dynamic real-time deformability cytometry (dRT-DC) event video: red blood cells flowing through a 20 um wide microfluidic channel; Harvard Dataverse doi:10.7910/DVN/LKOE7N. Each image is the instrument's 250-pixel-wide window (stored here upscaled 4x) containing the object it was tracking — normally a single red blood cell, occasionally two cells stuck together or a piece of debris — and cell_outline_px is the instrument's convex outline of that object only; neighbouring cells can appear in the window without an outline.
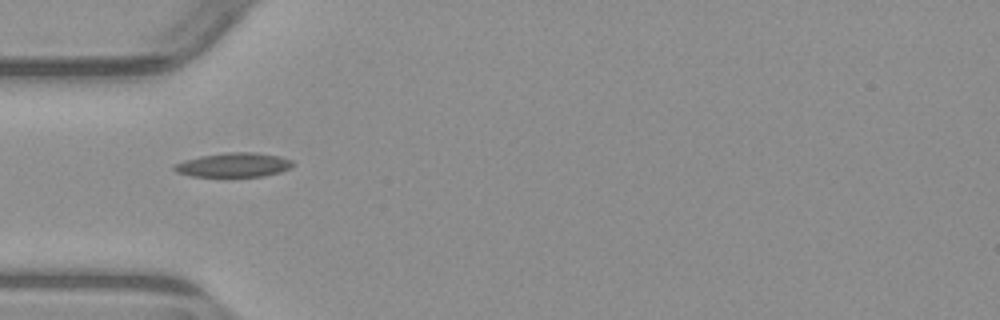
{"species": "common noctule bat (a hibernating species)", "species_latin": "Nyctalus noctula", "temperature_condition": "warm", "stored_images_in_passage": 1, "camera_frame_rate_fps": 3000, "um_per_image_px": 0.085, "animal": {"sex": "male", "body_mass_g": 23.1, "forearm_length_mm": 52.7}, "frame": {"image": 1, "passage_image": 1, "time_ms": 0.0, "image_size_px": [1000, 320], "cell_outline_px": [[296, 164], [280, 172], [264, 176], [192, 176], [176, 172], [172, 168], [176, 164], [184, 160], [200, 156], [228, 152], [256, 152], [280, 156], [292, 160]], "centroid_in_image_um": [19.89, 14.01], "position_along_channel_um": 65.1, "area_um2": 16.7}}